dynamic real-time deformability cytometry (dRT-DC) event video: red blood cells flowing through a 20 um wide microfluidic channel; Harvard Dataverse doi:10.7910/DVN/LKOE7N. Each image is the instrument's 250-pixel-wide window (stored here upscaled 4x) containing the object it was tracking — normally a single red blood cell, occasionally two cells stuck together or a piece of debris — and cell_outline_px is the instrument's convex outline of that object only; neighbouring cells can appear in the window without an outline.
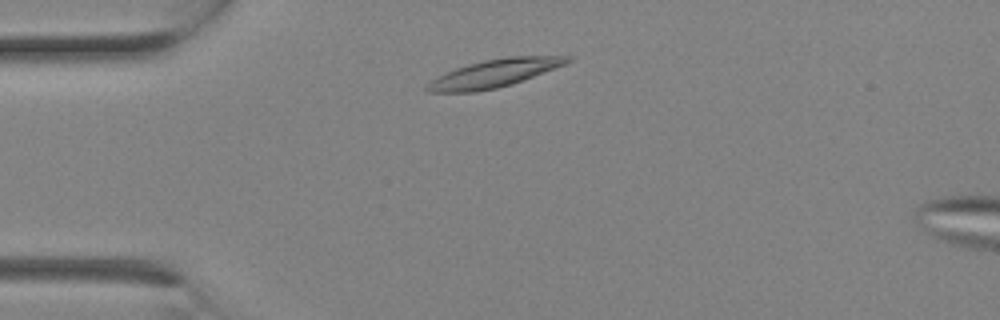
{"species": "Egyptian fruit bat (a non-hibernating species)", "species_latin": "Rousettus aegyptiacus", "temperature_condition": "room temperature", "stored_images_in_passage": 2, "segment_of_instrument_passage": [1, 2], "camera_frame_rate_fps": 3000, "um_per_image_px": 0.085, "animal": {"sex": "female"}, "frame": {"image": 1, "passage_image": 1, "time_ms": 0.0, "image_size_px": [1000, 320], "cell_outline_px": [[572, 60], [564, 64], [524, 80], [512, 84], [496, 88], [476, 92], [428, 92], [424, 88], [432, 80], [456, 68], [468, 64], [484, 60], [504, 56], [572, 56]], "centroid_in_image_um": [42.02, 6.23], "position_along_channel_um": 43.0, "area_um2": 22.48}}